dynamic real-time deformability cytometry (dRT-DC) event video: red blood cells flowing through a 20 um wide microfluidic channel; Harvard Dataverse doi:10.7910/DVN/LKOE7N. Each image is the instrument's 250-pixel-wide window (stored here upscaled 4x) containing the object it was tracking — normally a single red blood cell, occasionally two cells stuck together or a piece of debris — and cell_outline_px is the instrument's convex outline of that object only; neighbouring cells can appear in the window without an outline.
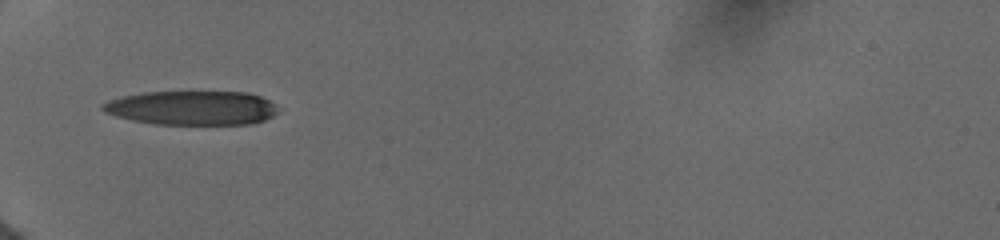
{"species": "human", "species_latin": "Homo sapiens", "temperature_condition": "cold", "stored_images_in_passage": 17, "camera_frame_rate_fps": 3000, "um_per_image_px": 0.085, "donor": {"sex": "female"}, "frame": {"image": 1, "passage_image": 1, "time_ms": 0.0, "image_size_px": [1000, 240], "cell_outline_px": [[276, 112], [272, 116], [264, 120], [252, 124], [156, 124], [132, 120], [116, 116], [104, 112], [100, 108], [100, 104], [108, 100], [124, 96], [144, 92], [248, 92], [260, 96], [268, 100], [272, 104]], "centroid_in_image_um": [16.26, 9.17], "position_along_channel_um": 68.7, "area_um2": 34.74}}
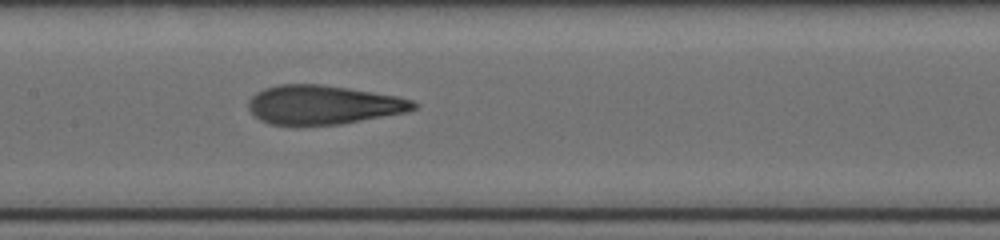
{"frame": {"image": 2, "passage_image": 9, "time_ms": 3.0, "image_size_px": [1000, 240], "cell_outline_px": [[420, 104], [416, 108], [408, 112], [340, 124], [296, 128], [292, 128], [268, 124], [260, 120], [248, 108], [248, 100], [256, 92], [264, 88], [280, 84], [320, 84], [348, 88], [396, 96], [412, 100]], "centroid_in_image_um": [27.43, 8.95], "position_along_channel_um": 180.0, "area_um2": 38.44}}
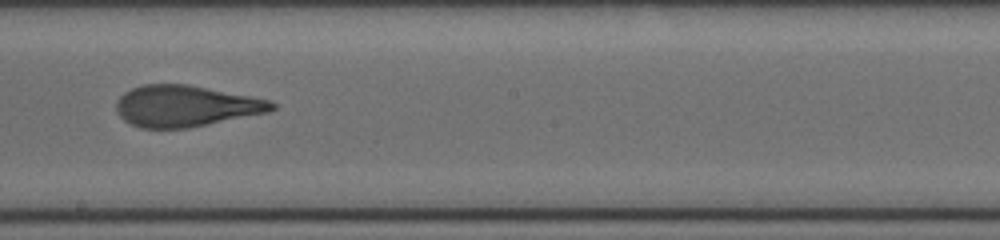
{"frame": {"image": 3, "passage_image": 14, "time_ms": 4.333, "image_size_px": [1000, 240], "cell_outline_px": [[276, 108], [268, 112], [188, 128], [140, 128], [124, 120], [116, 112], [116, 100], [124, 92], [132, 88], [144, 84], [188, 84], [272, 100], [276, 104]], "centroid_in_image_um": [15.77, 9.01], "position_along_channel_um": 232.4, "area_um2": 37.45}}